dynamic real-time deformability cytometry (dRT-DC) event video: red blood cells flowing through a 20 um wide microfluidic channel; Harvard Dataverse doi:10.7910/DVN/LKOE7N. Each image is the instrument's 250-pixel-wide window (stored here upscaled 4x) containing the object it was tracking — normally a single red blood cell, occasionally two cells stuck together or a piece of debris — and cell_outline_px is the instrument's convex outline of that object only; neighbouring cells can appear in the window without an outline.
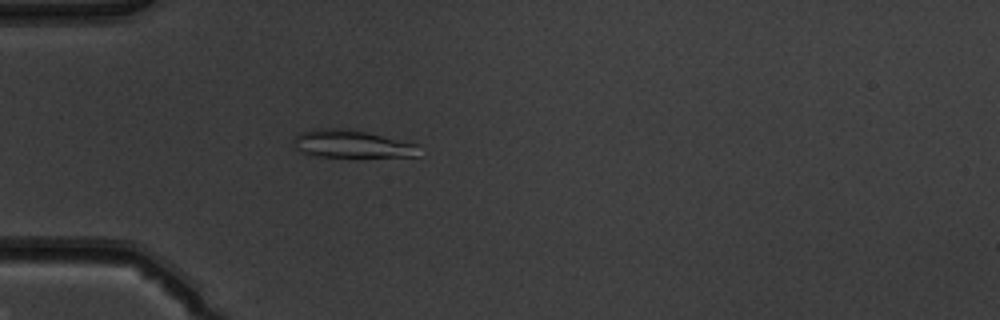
{"species": "common noctule bat (a hibernating species)", "species_latin": "Nyctalus noctula", "temperature_condition": "warm", "stored_images_in_passage": 51, "camera_frame_rate_fps": 3000, "um_per_image_px": 0.085, "animal": {"sex": "male", "body_mass_g": 19.5, "forearm_length_mm": 54.6}, "frame": {"image": 1, "passage_image": 16, "time_ms": 5.0, "image_size_px": [1000, 320], "cell_outline_px": [[420, 156], [316, 156], [304, 152], [296, 148], [292, 144], [292, 140], [300, 132], [316, 128], [348, 128], [416, 144]], "centroid_in_image_um": [29.83, 12.22], "position_along_channel_um": 55.2, "area_um2": 19.83}}
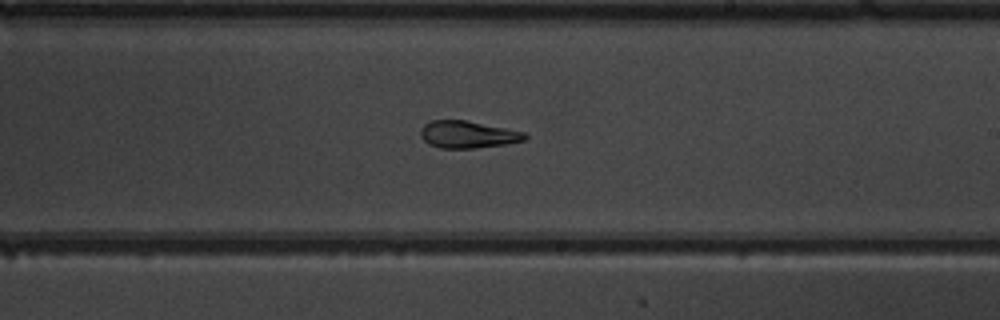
{"frame": {"image": 2, "passage_image": 31, "time_ms": 10.0, "image_size_px": [1000, 320], "cell_outline_px": [[528, 136], [524, 140], [504, 144], [476, 148], [440, 148], [428, 144], [420, 136], [420, 128], [424, 124], [432, 120], [468, 120], [524, 132]], "centroid_in_image_um": [39.72, 11.42], "position_along_channel_um": 249.3, "area_um2": 16.53}}
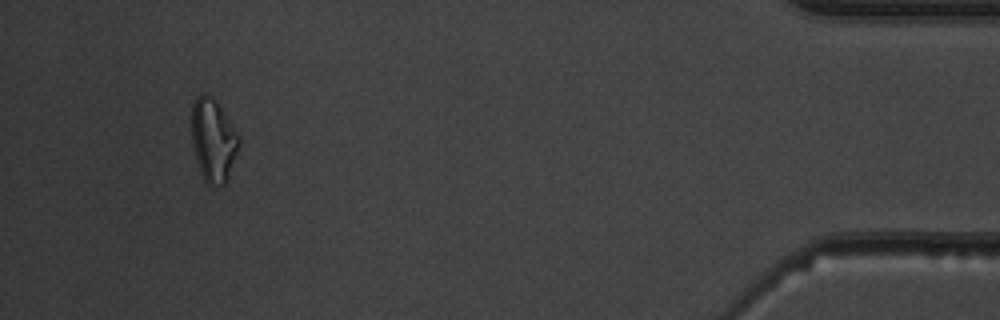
{"frame": {"image": 3, "passage_image": 48, "time_ms": 15.667, "image_size_px": [1000, 320], "cell_outline_px": [[240, 144], [228, 176], [224, 184], [220, 188], [216, 188], [208, 184], [204, 180], [200, 172], [196, 160], [192, 144], [192, 104], [196, 96], [204, 92], [212, 96], [216, 100], [240, 136]], "centroid_in_image_um": [18.12, 11.91], "position_along_channel_um": 417.1, "area_um2": 23.12}, "authors_computed_cell_mechanics": {"area_um2": 19.8254, "velocity_mm_per_s": 4.0841, "shape_relaxation_time_tau1_ms": null, "shape_relaxation_time_tau2_ms": 2.1317, "deformation_change_tau1": null, "deformation_change_tau2": 0.078}}